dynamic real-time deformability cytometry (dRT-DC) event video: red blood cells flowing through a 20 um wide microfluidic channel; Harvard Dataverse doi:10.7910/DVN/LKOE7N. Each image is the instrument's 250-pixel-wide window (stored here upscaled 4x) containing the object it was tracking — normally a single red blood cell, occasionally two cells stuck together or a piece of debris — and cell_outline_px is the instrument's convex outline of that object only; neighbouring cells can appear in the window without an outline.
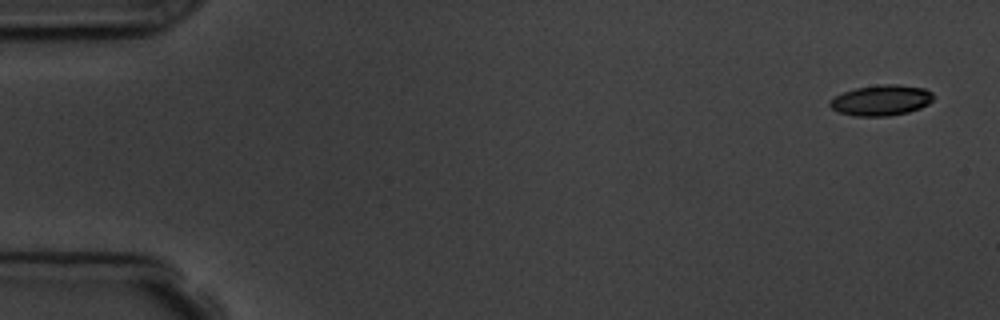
{"species": "common noctule bat (a hibernating species)", "species_latin": "Nyctalus noctula", "temperature_condition": "room temperature", "stored_images_in_passage": 5, "camera_frame_rate_fps": 3000, "um_per_image_px": 0.085, "animal": {"sex": "male", "body_mass_g": 19.5, "forearm_length_mm": 54.6}, "frame": {"image": 1, "passage_image": 1, "time_ms": 0.0, "image_size_px": [1000, 320], "cell_outline_px": [[936, 96], [928, 104], [920, 108], [908, 112], [888, 116], [852, 116], [840, 112], [832, 108], [828, 104], [836, 96], [844, 92], [856, 88], [880, 84], [896, 84], [924, 88], [932, 92]], "centroid_in_image_um": [74.94, 8.52], "position_along_channel_um": 10.1, "area_um2": 18.44}}
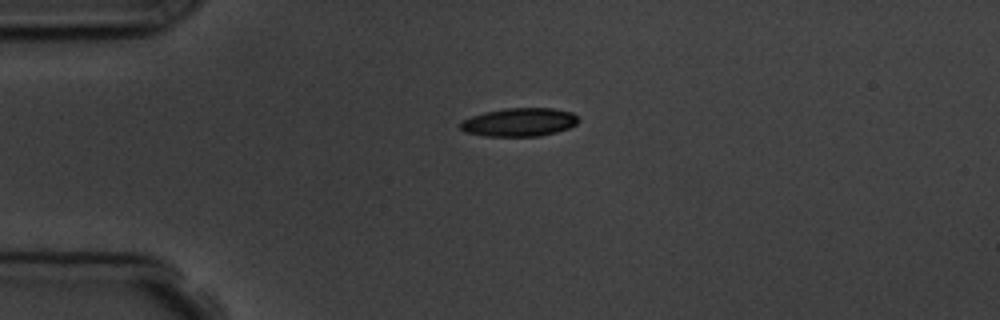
{"frame": {"image": 2, "passage_image": 4, "time_ms": 3.667, "image_size_px": [1000, 320], "cell_outline_px": [[580, 120], [576, 124], [568, 128], [556, 132], [540, 136], [484, 136], [464, 132], [460, 128], [460, 120], [484, 112], [504, 108], [552, 108], [572, 112]], "centroid_in_image_um": [44.11, 10.38], "position_along_channel_um": 40.9, "area_um2": 19.65}}